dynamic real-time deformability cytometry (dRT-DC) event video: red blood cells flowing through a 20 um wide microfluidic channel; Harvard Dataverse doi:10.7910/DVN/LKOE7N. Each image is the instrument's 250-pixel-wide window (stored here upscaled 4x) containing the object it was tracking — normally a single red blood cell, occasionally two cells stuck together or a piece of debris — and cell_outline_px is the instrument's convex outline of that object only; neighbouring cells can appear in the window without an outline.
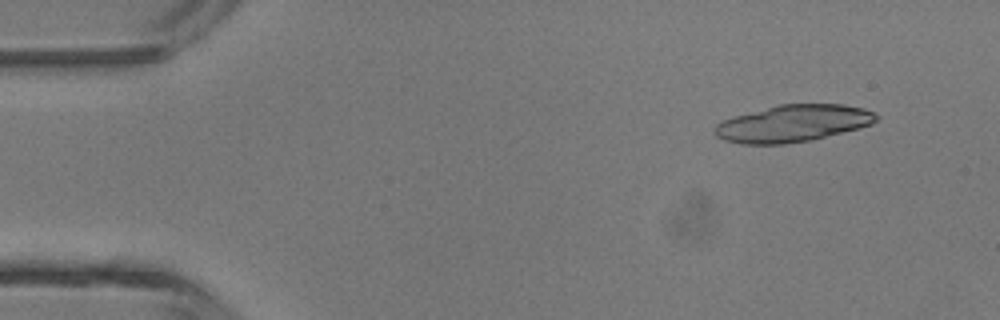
{"species": "common noctule bat (a hibernating species)", "species_latin": "Nyctalus noctula", "temperature_condition": "room temperature", "stored_images_in_passage": 10, "camera_frame_rate_fps": 3000, "um_per_image_px": 0.085, "animal": {"sex": "male", "body_mass_g": 13.3}, "frame": {"image": 1, "passage_image": 4, "time_ms": 1.0, "image_size_px": [1000, 320], "cell_outline_px": [[880, 116], [872, 124], [812, 140], [784, 144], [740, 144], [724, 140], [716, 136], [712, 132], [716, 124], [724, 120], [736, 116], [780, 104], [844, 104], [864, 108]], "centroid_in_image_um": [67.39, 10.5], "position_along_channel_um": 17.6, "area_um2": 34.62}}